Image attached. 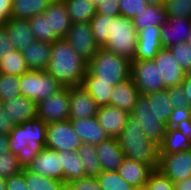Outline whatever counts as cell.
<instances>
[{
    "label": "cell",
    "instance_id": "cell-55",
    "mask_svg": "<svg viewBox=\"0 0 191 190\" xmlns=\"http://www.w3.org/2000/svg\"><path fill=\"white\" fill-rule=\"evenodd\" d=\"M182 88L185 92L186 97L189 100L190 107H191V76L186 73L184 80L182 82Z\"/></svg>",
    "mask_w": 191,
    "mask_h": 190
},
{
    "label": "cell",
    "instance_id": "cell-51",
    "mask_svg": "<svg viewBox=\"0 0 191 190\" xmlns=\"http://www.w3.org/2000/svg\"><path fill=\"white\" fill-rule=\"evenodd\" d=\"M6 190H28L22 172L6 179Z\"/></svg>",
    "mask_w": 191,
    "mask_h": 190
},
{
    "label": "cell",
    "instance_id": "cell-37",
    "mask_svg": "<svg viewBox=\"0 0 191 190\" xmlns=\"http://www.w3.org/2000/svg\"><path fill=\"white\" fill-rule=\"evenodd\" d=\"M96 179L102 190H137L127 183L117 171H103Z\"/></svg>",
    "mask_w": 191,
    "mask_h": 190
},
{
    "label": "cell",
    "instance_id": "cell-28",
    "mask_svg": "<svg viewBox=\"0 0 191 190\" xmlns=\"http://www.w3.org/2000/svg\"><path fill=\"white\" fill-rule=\"evenodd\" d=\"M60 162L64 173V182L70 183L75 179L87 176L83 160L78 151H60Z\"/></svg>",
    "mask_w": 191,
    "mask_h": 190
},
{
    "label": "cell",
    "instance_id": "cell-43",
    "mask_svg": "<svg viewBox=\"0 0 191 190\" xmlns=\"http://www.w3.org/2000/svg\"><path fill=\"white\" fill-rule=\"evenodd\" d=\"M169 50L183 71L189 73L191 71V47L189 44L187 42L174 44L169 47Z\"/></svg>",
    "mask_w": 191,
    "mask_h": 190
},
{
    "label": "cell",
    "instance_id": "cell-6",
    "mask_svg": "<svg viewBox=\"0 0 191 190\" xmlns=\"http://www.w3.org/2000/svg\"><path fill=\"white\" fill-rule=\"evenodd\" d=\"M21 95L36 104L60 91L63 86L45 70H29L20 78Z\"/></svg>",
    "mask_w": 191,
    "mask_h": 190
},
{
    "label": "cell",
    "instance_id": "cell-27",
    "mask_svg": "<svg viewBox=\"0 0 191 190\" xmlns=\"http://www.w3.org/2000/svg\"><path fill=\"white\" fill-rule=\"evenodd\" d=\"M168 19V14L163 5L154 6L148 4L141 13L132 18V22L137 32H139L147 26L148 28L150 26H162Z\"/></svg>",
    "mask_w": 191,
    "mask_h": 190
},
{
    "label": "cell",
    "instance_id": "cell-48",
    "mask_svg": "<svg viewBox=\"0 0 191 190\" xmlns=\"http://www.w3.org/2000/svg\"><path fill=\"white\" fill-rule=\"evenodd\" d=\"M96 14L116 17L120 14L119 0H103L96 7Z\"/></svg>",
    "mask_w": 191,
    "mask_h": 190
},
{
    "label": "cell",
    "instance_id": "cell-31",
    "mask_svg": "<svg viewBox=\"0 0 191 190\" xmlns=\"http://www.w3.org/2000/svg\"><path fill=\"white\" fill-rule=\"evenodd\" d=\"M71 23L90 22L96 14V7L90 0H63Z\"/></svg>",
    "mask_w": 191,
    "mask_h": 190
},
{
    "label": "cell",
    "instance_id": "cell-11",
    "mask_svg": "<svg viewBox=\"0 0 191 190\" xmlns=\"http://www.w3.org/2000/svg\"><path fill=\"white\" fill-rule=\"evenodd\" d=\"M64 39L87 62L93 58L100 48L94 39L90 22L71 23Z\"/></svg>",
    "mask_w": 191,
    "mask_h": 190
},
{
    "label": "cell",
    "instance_id": "cell-18",
    "mask_svg": "<svg viewBox=\"0 0 191 190\" xmlns=\"http://www.w3.org/2000/svg\"><path fill=\"white\" fill-rule=\"evenodd\" d=\"M96 117L109 138H118L125 127L129 113L116 106L99 107Z\"/></svg>",
    "mask_w": 191,
    "mask_h": 190
},
{
    "label": "cell",
    "instance_id": "cell-33",
    "mask_svg": "<svg viewBox=\"0 0 191 190\" xmlns=\"http://www.w3.org/2000/svg\"><path fill=\"white\" fill-rule=\"evenodd\" d=\"M28 71L29 68L21 51L14 50L9 55L0 59V73L21 76Z\"/></svg>",
    "mask_w": 191,
    "mask_h": 190
},
{
    "label": "cell",
    "instance_id": "cell-15",
    "mask_svg": "<svg viewBox=\"0 0 191 190\" xmlns=\"http://www.w3.org/2000/svg\"><path fill=\"white\" fill-rule=\"evenodd\" d=\"M153 61L159 68L161 79L164 80L165 89L172 86L182 84L186 73L176 62L175 57L169 48L159 50Z\"/></svg>",
    "mask_w": 191,
    "mask_h": 190
},
{
    "label": "cell",
    "instance_id": "cell-50",
    "mask_svg": "<svg viewBox=\"0 0 191 190\" xmlns=\"http://www.w3.org/2000/svg\"><path fill=\"white\" fill-rule=\"evenodd\" d=\"M14 46L8 33L6 32L5 25H0V59L14 51Z\"/></svg>",
    "mask_w": 191,
    "mask_h": 190
},
{
    "label": "cell",
    "instance_id": "cell-20",
    "mask_svg": "<svg viewBox=\"0 0 191 190\" xmlns=\"http://www.w3.org/2000/svg\"><path fill=\"white\" fill-rule=\"evenodd\" d=\"M9 119L16 125L37 117V104L25 96H18L9 101L0 102Z\"/></svg>",
    "mask_w": 191,
    "mask_h": 190
},
{
    "label": "cell",
    "instance_id": "cell-44",
    "mask_svg": "<svg viewBox=\"0 0 191 190\" xmlns=\"http://www.w3.org/2000/svg\"><path fill=\"white\" fill-rule=\"evenodd\" d=\"M143 190H175V184L161 171L155 169L149 175Z\"/></svg>",
    "mask_w": 191,
    "mask_h": 190
},
{
    "label": "cell",
    "instance_id": "cell-24",
    "mask_svg": "<svg viewBox=\"0 0 191 190\" xmlns=\"http://www.w3.org/2000/svg\"><path fill=\"white\" fill-rule=\"evenodd\" d=\"M21 53L29 70H45L51 58V43L35 40Z\"/></svg>",
    "mask_w": 191,
    "mask_h": 190
},
{
    "label": "cell",
    "instance_id": "cell-10",
    "mask_svg": "<svg viewBox=\"0 0 191 190\" xmlns=\"http://www.w3.org/2000/svg\"><path fill=\"white\" fill-rule=\"evenodd\" d=\"M37 117L46 124L69 120V87H63L57 93L39 102L37 104Z\"/></svg>",
    "mask_w": 191,
    "mask_h": 190
},
{
    "label": "cell",
    "instance_id": "cell-13",
    "mask_svg": "<svg viewBox=\"0 0 191 190\" xmlns=\"http://www.w3.org/2000/svg\"><path fill=\"white\" fill-rule=\"evenodd\" d=\"M29 171L47 178L64 182L63 168L60 162V151L44 147L27 167Z\"/></svg>",
    "mask_w": 191,
    "mask_h": 190
},
{
    "label": "cell",
    "instance_id": "cell-17",
    "mask_svg": "<svg viewBox=\"0 0 191 190\" xmlns=\"http://www.w3.org/2000/svg\"><path fill=\"white\" fill-rule=\"evenodd\" d=\"M161 26H148L138 32V42L134 60H153L159 50L163 48L161 44Z\"/></svg>",
    "mask_w": 191,
    "mask_h": 190
},
{
    "label": "cell",
    "instance_id": "cell-49",
    "mask_svg": "<svg viewBox=\"0 0 191 190\" xmlns=\"http://www.w3.org/2000/svg\"><path fill=\"white\" fill-rule=\"evenodd\" d=\"M191 120V107L175 108L167 121V128H175L179 122Z\"/></svg>",
    "mask_w": 191,
    "mask_h": 190
},
{
    "label": "cell",
    "instance_id": "cell-56",
    "mask_svg": "<svg viewBox=\"0 0 191 190\" xmlns=\"http://www.w3.org/2000/svg\"><path fill=\"white\" fill-rule=\"evenodd\" d=\"M9 144L10 143L8 135L0 133V155H3V153L10 151Z\"/></svg>",
    "mask_w": 191,
    "mask_h": 190
},
{
    "label": "cell",
    "instance_id": "cell-61",
    "mask_svg": "<svg viewBox=\"0 0 191 190\" xmlns=\"http://www.w3.org/2000/svg\"><path fill=\"white\" fill-rule=\"evenodd\" d=\"M186 42L189 44V46L191 47V30H190V33L188 35V38L186 40Z\"/></svg>",
    "mask_w": 191,
    "mask_h": 190
},
{
    "label": "cell",
    "instance_id": "cell-42",
    "mask_svg": "<svg viewBox=\"0 0 191 190\" xmlns=\"http://www.w3.org/2000/svg\"><path fill=\"white\" fill-rule=\"evenodd\" d=\"M163 6L168 17L191 19V0H165Z\"/></svg>",
    "mask_w": 191,
    "mask_h": 190
},
{
    "label": "cell",
    "instance_id": "cell-60",
    "mask_svg": "<svg viewBox=\"0 0 191 190\" xmlns=\"http://www.w3.org/2000/svg\"><path fill=\"white\" fill-rule=\"evenodd\" d=\"M92 4L97 7L103 0H90Z\"/></svg>",
    "mask_w": 191,
    "mask_h": 190
},
{
    "label": "cell",
    "instance_id": "cell-45",
    "mask_svg": "<svg viewBox=\"0 0 191 190\" xmlns=\"http://www.w3.org/2000/svg\"><path fill=\"white\" fill-rule=\"evenodd\" d=\"M148 5L146 0H119L120 14L127 18H134Z\"/></svg>",
    "mask_w": 191,
    "mask_h": 190
},
{
    "label": "cell",
    "instance_id": "cell-16",
    "mask_svg": "<svg viewBox=\"0 0 191 190\" xmlns=\"http://www.w3.org/2000/svg\"><path fill=\"white\" fill-rule=\"evenodd\" d=\"M44 14L49 16L50 43L64 39L71 26L65 2L63 0H53Z\"/></svg>",
    "mask_w": 191,
    "mask_h": 190
},
{
    "label": "cell",
    "instance_id": "cell-1",
    "mask_svg": "<svg viewBox=\"0 0 191 190\" xmlns=\"http://www.w3.org/2000/svg\"><path fill=\"white\" fill-rule=\"evenodd\" d=\"M87 66L88 62L65 39L51 43V58L45 71L63 87L81 85L87 73Z\"/></svg>",
    "mask_w": 191,
    "mask_h": 190
},
{
    "label": "cell",
    "instance_id": "cell-8",
    "mask_svg": "<svg viewBox=\"0 0 191 190\" xmlns=\"http://www.w3.org/2000/svg\"><path fill=\"white\" fill-rule=\"evenodd\" d=\"M131 79L143 95L165 89L164 80L153 60H131Z\"/></svg>",
    "mask_w": 191,
    "mask_h": 190
},
{
    "label": "cell",
    "instance_id": "cell-58",
    "mask_svg": "<svg viewBox=\"0 0 191 190\" xmlns=\"http://www.w3.org/2000/svg\"><path fill=\"white\" fill-rule=\"evenodd\" d=\"M148 4L154 6H161L164 5L165 0H146Z\"/></svg>",
    "mask_w": 191,
    "mask_h": 190
},
{
    "label": "cell",
    "instance_id": "cell-46",
    "mask_svg": "<svg viewBox=\"0 0 191 190\" xmlns=\"http://www.w3.org/2000/svg\"><path fill=\"white\" fill-rule=\"evenodd\" d=\"M64 190H102L96 177L85 176L65 185Z\"/></svg>",
    "mask_w": 191,
    "mask_h": 190
},
{
    "label": "cell",
    "instance_id": "cell-9",
    "mask_svg": "<svg viewBox=\"0 0 191 190\" xmlns=\"http://www.w3.org/2000/svg\"><path fill=\"white\" fill-rule=\"evenodd\" d=\"M82 141L75 132L71 121L47 124L45 147L55 151H78Z\"/></svg>",
    "mask_w": 191,
    "mask_h": 190
},
{
    "label": "cell",
    "instance_id": "cell-38",
    "mask_svg": "<svg viewBox=\"0 0 191 190\" xmlns=\"http://www.w3.org/2000/svg\"><path fill=\"white\" fill-rule=\"evenodd\" d=\"M20 78L21 76L0 73V102L21 95Z\"/></svg>",
    "mask_w": 191,
    "mask_h": 190
},
{
    "label": "cell",
    "instance_id": "cell-2",
    "mask_svg": "<svg viewBox=\"0 0 191 190\" xmlns=\"http://www.w3.org/2000/svg\"><path fill=\"white\" fill-rule=\"evenodd\" d=\"M47 124L38 117L16 125L8 135L9 147L20 165L27 168L45 147Z\"/></svg>",
    "mask_w": 191,
    "mask_h": 190
},
{
    "label": "cell",
    "instance_id": "cell-36",
    "mask_svg": "<svg viewBox=\"0 0 191 190\" xmlns=\"http://www.w3.org/2000/svg\"><path fill=\"white\" fill-rule=\"evenodd\" d=\"M81 86L93 97L99 107L110 105L114 86L104 82H82Z\"/></svg>",
    "mask_w": 191,
    "mask_h": 190
},
{
    "label": "cell",
    "instance_id": "cell-26",
    "mask_svg": "<svg viewBox=\"0 0 191 190\" xmlns=\"http://www.w3.org/2000/svg\"><path fill=\"white\" fill-rule=\"evenodd\" d=\"M4 25L15 50L21 51L36 40L27 19L11 18Z\"/></svg>",
    "mask_w": 191,
    "mask_h": 190
},
{
    "label": "cell",
    "instance_id": "cell-29",
    "mask_svg": "<svg viewBox=\"0 0 191 190\" xmlns=\"http://www.w3.org/2000/svg\"><path fill=\"white\" fill-rule=\"evenodd\" d=\"M53 0H13L11 18L27 19L46 11Z\"/></svg>",
    "mask_w": 191,
    "mask_h": 190
},
{
    "label": "cell",
    "instance_id": "cell-47",
    "mask_svg": "<svg viewBox=\"0 0 191 190\" xmlns=\"http://www.w3.org/2000/svg\"><path fill=\"white\" fill-rule=\"evenodd\" d=\"M166 90L168 92V96L171 100V104L174 107V109L179 107H190L189 100L185 95V92L182 88V84L166 88Z\"/></svg>",
    "mask_w": 191,
    "mask_h": 190
},
{
    "label": "cell",
    "instance_id": "cell-12",
    "mask_svg": "<svg viewBox=\"0 0 191 190\" xmlns=\"http://www.w3.org/2000/svg\"><path fill=\"white\" fill-rule=\"evenodd\" d=\"M159 156L158 170L173 183L191 177V150Z\"/></svg>",
    "mask_w": 191,
    "mask_h": 190
},
{
    "label": "cell",
    "instance_id": "cell-30",
    "mask_svg": "<svg viewBox=\"0 0 191 190\" xmlns=\"http://www.w3.org/2000/svg\"><path fill=\"white\" fill-rule=\"evenodd\" d=\"M191 150V140L175 128H167L159 154H172L180 151Z\"/></svg>",
    "mask_w": 191,
    "mask_h": 190
},
{
    "label": "cell",
    "instance_id": "cell-19",
    "mask_svg": "<svg viewBox=\"0 0 191 190\" xmlns=\"http://www.w3.org/2000/svg\"><path fill=\"white\" fill-rule=\"evenodd\" d=\"M161 27V44L163 48H169L174 44L186 42L191 30V19L169 17Z\"/></svg>",
    "mask_w": 191,
    "mask_h": 190
},
{
    "label": "cell",
    "instance_id": "cell-21",
    "mask_svg": "<svg viewBox=\"0 0 191 190\" xmlns=\"http://www.w3.org/2000/svg\"><path fill=\"white\" fill-rule=\"evenodd\" d=\"M153 169L145 163L124 158L118 174L137 190H143Z\"/></svg>",
    "mask_w": 191,
    "mask_h": 190
},
{
    "label": "cell",
    "instance_id": "cell-14",
    "mask_svg": "<svg viewBox=\"0 0 191 190\" xmlns=\"http://www.w3.org/2000/svg\"><path fill=\"white\" fill-rule=\"evenodd\" d=\"M69 98V120L96 117L99 106L81 85L69 87Z\"/></svg>",
    "mask_w": 191,
    "mask_h": 190
},
{
    "label": "cell",
    "instance_id": "cell-54",
    "mask_svg": "<svg viewBox=\"0 0 191 190\" xmlns=\"http://www.w3.org/2000/svg\"><path fill=\"white\" fill-rule=\"evenodd\" d=\"M175 129L179 130L185 137L191 140V120L179 122Z\"/></svg>",
    "mask_w": 191,
    "mask_h": 190
},
{
    "label": "cell",
    "instance_id": "cell-22",
    "mask_svg": "<svg viewBox=\"0 0 191 190\" xmlns=\"http://www.w3.org/2000/svg\"><path fill=\"white\" fill-rule=\"evenodd\" d=\"M82 143L98 145L109 139L107 132L99 124L97 117L70 120Z\"/></svg>",
    "mask_w": 191,
    "mask_h": 190
},
{
    "label": "cell",
    "instance_id": "cell-41",
    "mask_svg": "<svg viewBox=\"0 0 191 190\" xmlns=\"http://www.w3.org/2000/svg\"><path fill=\"white\" fill-rule=\"evenodd\" d=\"M23 167L20 165L16 155L7 151L0 155V177L9 178L22 172Z\"/></svg>",
    "mask_w": 191,
    "mask_h": 190
},
{
    "label": "cell",
    "instance_id": "cell-23",
    "mask_svg": "<svg viewBox=\"0 0 191 190\" xmlns=\"http://www.w3.org/2000/svg\"><path fill=\"white\" fill-rule=\"evenodd\" d=\"M95 149L103 171H117L125 158L117 138H109Z\"/></svg>",
    "mask_w": 191,
    "mask_h": 190
},
{
    "label": "cell",
    "instance_id": "cell-4",
    "mask_svg": "<svg viewBox=\"0 0 191 190\" xmlns=\"http://www.w3.org/2000/svg\"><path fill=\"white\" fill-rule=\"evenodd\" d=\"M117 139L126 158L148 164L153 170L158 169L159 146L146 137L132 114H129L127 123Z\"/></svg>",
    "mask_w": 191,
    "mask_h": 190
},
{
    "label": "cell",
    "instance_id": "cell-32",
    "mask_svg": "<svg viewBox=\"0 0 191 190\" xmlns=\"http://www.w3.org/2000/svg\"><path fill=\"white\" fill-rule=\"evenodd\" d=\"M22 173L28 190H64L66 185L63 181L32 173L27 168H23Z\"/></svg>",
    "mask_w": 191,
    "mask_h": 190
},
{
    "label": "cell",
    "instance_id": "cell-52",
    "mask_svg": "<svg viewBox=\"0 0 191 190\" xmlns=\"http://www.w3.org/2000/svg\"><path fill=\"white\" fill-rule=\"evenodd\" d=\"M15 126L16 124L13 120L9 119L6 111L0 103V133L9 135Z\"/></svg>",
    "mask_w": 191,
    "mask_h": 190
},
{
    "label": "cell",
    "instance_id": "cell-59",
    "mask_svg": "<svg viewBox=\"0 0 191 190\" xmlns=\"http://www.w3.org/2000/svg\"><path fill=\"white\" fill-rule=\"evenodd\" d=\"M0 190H6V179L0 177Z\"/></svg>",
    "mask_w": 191,
    "mask_h": 190
},
{
    "label": "cell",
    "instance_id": "cell-34",
    "mask_svg": "<svg viewBox=\"0 0 191 190\" xmlns=\"http://www.w3.org/2000/svg\"><path fill=\"white\" fill-rule=\"evenodd\" d=\"M80 158L83 160V166L86 169L87 176H98L103 169L96 154L95 145L82 143L78 149Z\"/></svg>",
    "mask_w": 191,
    "mask_h": 190
},
{
    "label": "cell",
    "instance_id": "cell-57",
    "mask_svg": "<svg viewBox=\"0 0 191 190\" xmlns=\"http://www.w3.org/2000/svg\"><path fill=\"white\" fill-rule=\"evenodd\" d=\"M175 184V190H191V177L181 180Z\"/></svg>",
    "mask_w": 191,
    "mask_h": 190
},
{
    "label": "cell",
    "instance_id": "cell-3",
    "mask_svg": "<svg viewBox=\"0 0 191 190\" xmlns=\"http://www.w3.org/2000/svg\"><path fill=\"white\" fill-rule=\"evenodd\" d=\"M131 78V60L100 47L88 62L83 82H104L115 86Z\"/></svg>",
    "mask_w": 191,
    "mask_h": 190
},
{
    "label": "cell",
    "instance_id": "cell-35",
    "mask_svg": "<svg viewBox=\"0 0 191 190\" xmlns=\"http://www.w3.org/2000/svg\"><path fill=\"white\" fill-rule=\"evenodd\" d=\"M153 99V111L156 117L167 124L170 114L174 110L166 89L148 93Z\"/></svg>",
    "mask_w": 191,
    "mask_h": 190
},
{
    "label": "cell",
    "instance_id": "cell-39",
    "mask_svg": "<svg viewBox=\"0 0 191 190\" xmlns=\"http://www.w3.org/2000/svg\"><path fill=\"white\" fill-rule=\"evenodd\" d=\"M90 25L96 43L99 47H103L108 40L110 17L95 14L93 19L90 21Z\"/></svg>",
    "mask_w": 191,
    "mask_h": 190
},
{
    "label": "cell",
    "instance_id": "cell-40",
    "mask_svg": "<svg viewBox=\"0 0 191 190\" xmlns=\"http://www.w3.org/2000/svg\"><path fill=\"white\" fill-rule=\"evenodd\" d=\"M29 24L36 40L50 43L49 16L37 14L29 19Z\"/></svg>",
    "mask_w": 191,
    "mask_h": 190
},
{
    "label": "cell",
    "instance_id": "cell-5",
    "mask_svg": "<svg viewBox=\"0 0 191 190\" xmlns=\"http://www.w3.org/2000/svg\"><path fill=\"white\" fill-rule=\"evenodd\" d=\"M138 32L134 27L132 19L124 16L110 17V28L108 40L103 46L119 56L134 60Z\"/></svg>",
    "mask_w": 191,
    "mask_h": 190
},
{
    "label": "cell",
    "instance_id": "cell-7",
    "mask_svg": "<svg viewBox=\"0 0 191 190\" xmlns=\"http://www.w3.org/2000/svg\"><path fill=\"white\" fill-rule=\"evenodd\" d=\"M131 114L137 119V123L144 130L146 137L160 146L167 126L154 114L153 99L148 94H140Z\"/></svg>",
    "mask_w": 191,
    "mask_h": 190
},
{
    "label": "cell",
    "instance_id": "cell-53",
    "mask_svg": "<svg viewBox=\"0 0 191 190\" xmlns=\"http://www.w3.org/2000/svg\"><path fill=\"white\" fill-rule=\"evenodd\" d=\"M13 0H0V25H4L11 19Z\"/></svg>",
    "mask_w": 191,
    "mask_h": 190
},
{
    "label": "cell",
    "instance_id": "cell-25",
    "mask_svg": "<svg viewBox=\"0 0 191 190\" xmlns=\"http://www.w3.org/2000/svg\"><path fill=\"white\" fill-rule=\"evenodd\" d=\"M139 96L140 92L130 78L114 86L111 92L110 105L131 114Z\"/></svg>",
    "mask_w": 191,
    "mask_h": 190
}]
</instances>
